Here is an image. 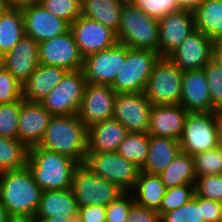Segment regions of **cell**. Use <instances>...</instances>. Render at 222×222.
<instances>
[{
	"mask_svg": "<svg viewBox=\"0 0 222 222\" xmlns=\"http://www.w3.org/2000/svg\"><path fill=\"white\" fill-rule=\"evenodd\" d=\"M82 69L68 71L40 103L52 115H76L86 86Z\"/></svg>",
	"mask_w": 222,
	"mask_h": 222,
	"instance_id": "10",
	"label": "cell"
},
{
	"mask_svg": "<svg viewBox=\"0 0 222 222\" xmlns=\"http://www.w3.org/2000/svg\"><path fill=\"white\" fill-rule=\"evenodd\" d=\"M7 222H38L35 215L9 214Z\"/></svg>",
	"mask_w": 222,
	"mask_h": 222,
	"instance_id": "49",
	"label": "cell"
},
{
	"mask_svg": "<svg viewBox=\"0 0 222 222\" xmlns=\"http://www.w3.org/2000/svg\"><path fill=\"white\" fill-rule=\"evenodd\" d=\"M78 222H106V207L103 205H88L78 207Z\"/></svg>",
	"mask_w": 222,
	"mask_h": 222,
	"instance_id": "44",
	"label": "cell"
},
{
	"mask_svg": "<svg viewBox=\"0 0 222 222\" xmlns=\"http://www.w3.org/2000/svg\"><path fill=\"white\" fill-rule=\"evenodd\" d=\"M180 151L178 140L149 135L148 156L141 172L161 174Z\"/></svg>",
	"mask_w": 222,
	"mask_h": 222,
	"instance_id": "26",
	"label": "cell"
},
{
	"mask_svg": "<svg viewBox=\"0 0 222 222\" xmlns=\"http://www.w3.org/2000/svg\"><path fill=\"white\" fill-rule=\"evenodd\" d=\"M179 104L188 112L218 111L212 104L203 69L183 71Z\"/></svg>",
	"mask_w": 222,
	"mask_h": 222,
	"instance_id": "20",
	"label": "cell"
},
{
	"mask_svg": "<svg viewBox=\"0 0 222 222\" xmlns=\"http://www.w3.org/2000/svg\"><path fill=\"white\" fill-rule=\"evenodd\" d=\"M88 128L76 115L52 116L38 146L84 164L87 156Z\"/></svg>",
	"mask_w": 222,
	"mask_h": 222,
	"instance_id": "1",
	"label": "cell"
},
{
	"mask_svg": "<svg viewBox=\"0 0 222 222\" xmlns=\"http://www.w3.org/2000/svg\"><path fill=\"white\" fill-rule=\"evenodd\" d=\"M195 194L199 197L222 202V174L197 177Z\"/></svg>",
	"mask_w": 222,
	"mask_h": 222,
	"instance_id": "40",
	"label": "cell"
},
{
	"mask_svg": "<svg viewBox=\"0 0 222 222\" xmlns=\"http://www.w3.org/2000/svg\"><path fill=\"white\" fill-rule=\"evenodd\" d=\"M148 148V133L129 132L119 145L117 153L142 168L147 160Z\"/></svg>",
	"mask_w": 222,
	"mask_h": 222,
	"instance_id": "33",
	"label": "cell"
},
{
	"mask_svg": "<svg viewBox=\"0 0 222 222\" xmlns=\"http://www.w3.org/2000/svg\"><path fill=\"white\" fill-rule=\"evenodd\" d=\"M123 3L121 0H81V15L96 20L117 33Z\"/></svg>",
	"mask_w": 222,
	"mask_h": 222,
	"instance_id": "28",
	"label": "cell"
},
{
	"mask_svg": "<svg viewBox=\"0 0 222 222\" xmlns=\"http://www.w3.org/2000/svg\"><path fill=\"white\" fill-rule=\"evenodd\" d=\"M204 0H176V3L181 10L193 11L200 6Z\"/></svg>",
	"mask_w": 222,
	"mask_h": 222,
	"instance_id": "47",
	"label": "cell"
},
{
	"mask_svg": "<svg viewBox=\"0 0 222 222\" xmlns=\"http://www.w3.org/2000/svg\"><path fill=\"white\" fill-rule=\"evenodd\" d=\"M9 213L5 207L0 203V222H7Z\"/></svg>",
	"mask_w": 222,
	"mask_h": 222,
	"instance_id": "53",
	"label": "cell"
},
{
	"mask_svg": "<svg viewBox=\"0 0 222 222\" xmlns=\"http://www.w3.org/2000/svg\"><path fill=\"white\" fill-rule=\"evenodd\" d=\"M219 111L188 112L180 139L181 152L194 155L218 147Z\"/></svg>",
	"mask_w": 222,
	"mask_h": 222,
	"instance_id": "7",
	"label": "cell"
},
{
	"mask_svg": "<svg viewBox=\"0 0 222 222\" xmlns=\"http://www.w3.org/2000/svg\"><path fill=\"white\" fill-rule=\"evenodd\" d=\"M70 30L83 58L118 43L114 30L82 15L70 25Z\"/></svg>",
	"mask_w": 222,
	"mask_h": 222,
	"instance_id": "12",
	"label": "cell"
},
{
	"mask_svg": "<svg viewBox=\"0 0 222 222\" xmlns=\"http://www.w3.org/2000/svg\"><path fill=\"white\" fill-rule=\"evenodd\" d=\"M181 71L168 57L154 64L144 94L152 105H177L181 99Z\"/></svg>",
	"mask_w": 222,
	"mask_h": 222,
	"instance_id": "8",
	"label": "cell"
},
{
	"mask_svg": "<svg viewBox=\"0 0 222 222\" xmlns=\"http://www.w3.org/2000/svg\"><path fill=\"white\" fill-rule=\"evenodd\" d=\"M222 202L201 197V213L204 222H219Z\"/></svg>",
	"mask_w": 222,
	"mask_h": 222,
	"instance_id": "46",
	"label": "cell"
},
{
	"mask_svg": "<svg viewBox=\"0 0 222 222\" xmlns=\"http://www.w3.org/2000/svg\"><path fill=\"white\" fill-rule=\"evenodd\" d=\"M7 5L4 0H0V14L6 9Z\"/></svg>",
	"mask_w": 222,
	"mask_h": 222,
	"instance_id": "55",
	"label": "cell"
},
{
	"mask_svg": "<svg viewBox=\"0 0 222 222\" xmlns=\"http://www.w3.org/2000/svg\"><path fill=\"white\" fill-rule=\"evenodd\" d=\"M38 222H78L77 217L63 218V217H51V218H37Z\"/></svg>",
	"mask_w": 222,
	"mask_h": 222,
	"instance_id": "50",
	"label": "cell"
},
{
	"mask_svg": "<svg viewBox=\"0 0 222 222\" xmlns=\"http://www.w3.org/2000/svg\"><path fill=\"white\" fill-rule=\"evenodd\" d=\"M96 175L130 192L136 184L141 168L117 152H87L85 163Z\"/></svg>",
	"mask_w": 222,
	"mask_h": 222,
	"instance_id": "9",
	"label": "cell"
},
{
	"mask_svg": "<svg viewBox=\"0 0 222 222\" xmlns=\"http://www.w3.org/2000/svg\"><path fill=\"white\" fill-rule=\"evenodd\" d=\"M118 43L134 49H149L159 54L158 20L147 16L132 2H124L121 9Z\"/></svg>",
	"mask_w": 222,
	"mask_h": 222,
	"instance_id": "4",
	"label": "cell"
},
{
	"mask_svg": "<svg viewBox=\"0 0 222 222\" xmlns=\"http://www.w3.org/2000/svg\"><path fill=\"white\" fill-rule=\"evenodd\" d=\"M71 189L78 207H107L124 193L116 184L96 175L86 164H79L72 177Z\"/></svg>",
	"mask_w": 222,
	"mask_h": 222,
	"instance_id": "6",
	"label": "cell"
},
{
	"mask_svg": "<svg viewBox=\"0 0 222 222\" xmlns=\"http://www.w3.org/2000/svg\"><path fill=\"white\" fill-rule=\"evenodd\" d=\"M78 165L75 160L38 145L29 148L27 166L43 191L70 189Z\"/></svg>",
	"mask_w": 222,
	"mask_h": 222,
	"instance_id": "3",
	"label": "cell"
},
{
	"mask_svg": "<svg viewBox=\"0 0 222 222\" xmlns=\"http://www.w3.org/2000/svg\"><path fill=\"white\" fill-rule=\"evenodd\" d=\"M213 40L193 31L168 57L181 71L202 69L211 59Z\"/></svg>",
	"mask_w": 222,
	"mask_h": 222,
	"instance_id": "18",
	"label": "cell"
},
{
	"mask_svg": "<svg viewBox=\"0 0 222 222\" xmlns=\"http://www.w3.org/2000/svg\"><path fill=\"white\" fill-rule=\"evenodd\" d=\"M116 91L110 85L86 83L78 118L89 128L113 117Z\"/></svg>",
	"mask_w": 222,
	"mask_h": 222,
	"instance_id": "14",
	"label": "cell"
},
{
	"mask_svg": "<svg viewBox=\"0 0 222 222\" xmlns=\"http://www.w3.org/2000/svg\"><path fill=\"white\" fill-rule=\"evenodd\" d=\"M83 59L71 30L38 43L39 64L74 71L83 68Z\"/></svg>",
	"mask_w": 222,
	"mask_h": 222,
	"instance_id": "11",
	"label": "cell"
},
{
	"mask_svg": "<svg viewBox=\"0 0 222 222\" xmlns=\"http://www.w3.org/2000/svg\"><path fill=\"white\" fill-rule=\"evenodd\" d=\"M188 111L180 104L152 105L148 135L180 141Z\"/></svg>",
	"mask_w": 222,
	"mask_h": 222,
	"instance_id": "21",
	"label": "cell"
},
{
	"mask_svg": "<svg viewBox=\"0 0 222 222\" xmlns=\"http://www.w3.org/2000/svg\"><path fill=\"white\" fill-rule=\"evenodd\" d=\"M202 69L208 83L211 104L222 113V66L211 59Z\"/></svg>",
	"mask_w": 222,
	"mask_h": 222,
	"instance_id": "39",
	"label": "cell"
},
{
	"mask_svg": "<svg viewBox=\"0 0 222 222\" xmlns=\"http://www.w3.org/2000/svg\"><path fill=\"white\" fill-rule=\"evenodd\" d=\"M37 2L70 25L81 16V0H37Z\"/></svg>",
	"mask_w": 222,
	"mask_h": 222,
	"instance_id": "38",
	"label": "cell"
},
{
	"mask_svg": "<svg viewBox=\"0 0 222 222\" xmlns=\"http://www.w3.org/2000/svg\"><path fill=\"white\" fill-rule=\"evenodd\" d=\"M25 35L21 7L7 6L0 14V52L11 51Z\"/></svg>",
	"mask_w": 222,
	"mask_h": 222,
	"instance_id": "29",
	"label": "cell"
},
{
	"mask_svg": "<svg viewBox=\"0 0 222 222\" xmlns=\"http://www.w3.org/2000/svg\"><path fill=\"white\" fill-rule=\"evenodd\" d=\"M167 188L159 175L140 172L134 188L130 191L134 202L142 207L158 210Z\"/></svg>",
	"mask_w": 222,
	"mask_h": 222,
	"instance_id": "27",
	"label": "cell"
},
{
	"mask_svg": "<svg viewBox=\"0 0 222 222\" xmlns=\"http://www.w3.org/2000/svg\"><path fill=\"white\" fill-rule=\"evenodd\" d=\"M21 100L0 104V137L18 139Z\"/></svg>",
	"mask_w": 222,
	"mask_h": 222,
	"instance_id": "37",
	"label": "cell"
},
{
	"mask_svg": "<svg viewBox=\"0 0 222 222\" xmlns=\"http://www.w3.org/2000/svg\"><path fill=\"white\" fill-rule=\"evenodd\" d=\"M28 152L18 139L0 137V173L26 166Z\"/></svg>",
	"mask_w": 222,
	"mask_h": 222,
	"instance_id": "32",
	"label": "cell"
},
{
	"mask_svg": "<svg viewBox=\"0 0 222 222\" xmlns=\"http://www.w3.org/2000/svg\"><path fill=\"white\" fill-rule=\"evenodd\" d=\"M25 34L38 43L49 40L70 30V24L47 11L40 3L33 2L21 7Z\"/></svg>",
	"mask_w": 222,
	"mask_h": 222,
	"instance_id": "15",
	"label": "cell"
},
{
	"mask_svg": "<svg viewBox=\"0 0 222 222\" xmlns=\"http://www.w3.org/2000/svg\"><path fill=\"white\" fill-rule=\"evenodd\" d=\"M42 192L27 165L0 173V203L9 214L35 215Z\"/></svg>",
	"mask_w": 222,
	"mask_h": 222,
	"instance_id": "2",
	"label": "cell"
},
{
	"mask_svg": "<svg viewBox=\"0 0 222 222\" xmlns=\"http://www.w3.org/2000/svg\"><path fill=\"white\" fill-rule=\"evenodd\" d=\"M78 206L72 189L43 191L36 218L77 217Z\"/></svg>",
	"mask_w": 222,
	"mask_h": 222,
	"instance_id": "25",
	"label": "cell"
},
{
	"mask_svg": "<svg viewBox=\"0 0 222 222\" xmlns=\"http://www.w3.org/2000/svg\"><path fill=\"white\" fill-rule=\"evenodd\" d=\"M126 222H160V216L154 209L145 208L134 203Z\"/></svg>",
	"mask_w": 222,
	"mask_h": 222,
	"instance_id": "45",
	"label": "cell"
},
{
	"mask_svg": "<svg viewBox=\"0 0 222 222\" xmlns=\"http://www.w3.org/2000/svg\"><path fill=\"white\" fill-rule=\"evenodd\" d=\"M219 222H222V209H221V218H220V221Z\"/></svg>",
	"mask_w": 222,
	"mask_h": 222,
	"instance_id": "57",
	"label": "cell"
},
{
	"mask_svg": "<svg viewBox=\"0 0 222 222\" xmlns=\"http://www.w3.org/2000/svg\"><path fill=\"white\" fill-rule=\"evenodd\" d=\"M22 100V84L6 69L0 71V104Z\"/></svg>",
	"mask_w": 222,
	"mask_h": 222,
	"instance_id": "43",
	"label": "cell"
},
{
	"mask_svg": "<svg viewBox=\"0 0 222 222\" xmlns=\"http://www.w3.org/2000/svg\"><path fill=\"white\" fill-rule=\"evenodd\" d=\"M132 3L147 16L157 20L180 10L176 0H133Z\"/></svg>",
	"mask_w": 222,
	"mask_h": 222,
	"instance_id": "41",
	"label": "cell"
},
{
	"mask_svg": "<svg viewBox=\"0 0 222 222\" xmlns=\"http://www.w3.org/2000/svg\"><path fill=\"white\" fill-rule=\"evenodd\" d=\"M65 68L39 64L22 85V99L40 102L64 78Z\"/></svg>",
	"mask_w": 222,
	"mask_h": 222,
	"instance_id": "24",
	"label": "cell"
},
{
	"mask_svg": "<svg viewBox=\"0 0 222 222\" xmlns=\"http://www.w3.org/2000/svg\"><path fill=\"white\" fill-rule=\"evenodd\" d=\"M151 108L144 92L117 93L112 118L122 123L128 132L148 133Z\"/></svg>",
	"mask_w": 222,
	"mask_h": 222,
	"instance_id": "13",
	"label": "cell"
},
{
	"mask_svg": "<svg viewBox=\"0 0 222 222\" xmlns=\"http://www.w3.org/2000/svg\"><path fill=\"white\" fill-rule=\"evenodd\" d=\"M4 57L5 68L23 85L39 65L38 42L25 35Z\"/></svg>",
	"mask_w": 222,
	"mask_h": 222,
	"instance_id": "22",
	"label": "cell"
},
{
	"mask_svg": "<svg viewBox=\"0 0 222 222\" xmlns=\"http://www.w3.org/2000/svg\"><path fill=\"white\" fill-rule=\"evenodd\" d=\"M195 29L215 40L222 38V4L220 0H204L193 11Z\"/></svg>",
	"mask_w": 222,
	"mask_h": 222,
	"instance_id": "30",
	"label": "cell"
},
{
	"mask_svg": "<svg viewBox=\"0 0 222 222\" xmlns=\"http://www.w3.org/2000/svg\"><path fill=\"white\" fill-rule=\"evenodd\" d=\"M134 203L132 194L124 192L106 207V222H126Z\"/></svg>",
	"mask_w": 222,
	"mask_h": 222,
	"instance_id": "42",
	"label": "cell"
},
{
	"mask_svg": "<svg viewBox=\"0 0 222 222\" xmlns=\"http://www.w3.org/2000/svg\"><path fill=\"white\" fill-rule=\"evenodd\" d=\"M195 194V184L178 185L166 190L161 205L157 210L159 216L180 208L189 202Z\"/></svg>",
	"mask_w": 222,
	"mask_h": 222,
	"instance_id": "35",
	"label": "cell"
},
{
	"mask_svg": "<svg viewBox=\"0 0 222 222\" xmlns=\"http://www.w3.org/2000/svg\"><path fill=\"white\" fill-rule=\"evenodd\" d=\"M7 6L11 7H22L24 5L31 4L37 0H4Z\"/></svg>",
	"mask_w": 222,
	"mask_h": 222,
	"instance_id": "51",
	"label": "cell"
},
{
	"mask_svg": "<svg viewBox=\"0 0 222 222\" xmlns=\"http://www.w3.org/2000/svg\"><path fill=\"white\" fill-rule=\"evenodd\" d=\"M218 146L222 148V113L219 112Z\"/></svg>",
	"mask_w": 222,
	"mask_h": 222,
	"instance_id": "52",
	"label": "cell"
},
{
	"mask_svg": "<svg viewBox=\"0 0 222 222\" xmlns=\"http://www.w3.org/2000/svg\"><path fill=\"white\" fill-rule=\"evenodd\" d=\"M196 178L210 174H222V148L196 153L192 156Z\"/></svg>",
	"mask_w": 222,
	"mask_h": 222,
	"instance_id": "34",
	"label": "cell"
},
{
	"mask_svg": "<svg viewBox=\"0 0 222 222\" xmlns=\"http://www.w3.org/2000/svg\"><path fill=\"white\" fill-rule=\"evenodd\" d=\"M212 59L222 66V38L213 40Z\"/></svg>",
	"mask_w": 222,
	"mask_h": 222,
	"instance_id": "48",
	"label": "cell"
},
{
	"mask_svg": "<svg viewBox=\"0 0 222 222\" xmlns=\"http://www.w3.org/2000/svg\"><path fill=\"white\" fill-rule=\"evenodd\" d=\"M156 51L134 49L126 46V59L110 85L116 93L144 92L155 62L159 59Z\"/></svg>",
	"mask_w": 222,
	"mask_h": 222,
	"instance_id": "5",
	"label": "cell"
},
{
	"mask_svg": "<svg viewBox=\"0 0 222 222\" xmlns=\"http://www.w3.org/2000/svg\"><path fill=\"white\" fill-rule=\"evenodd\" d=\"M160 222H204L201 213V197H194L180 208L164 213Z\"/></svg>",
	"mask_w": 222,
	"mask_h": 222,
	"instance_id": "36",
	"label": "cell"
},
{
	"mask_svg": "<svg viewBox=\"0 0 222 222\" xmlns=\"http://www.w3.org/2000/svg\"><path fill=\"white\" fill-rule=\"evenodd\" d=\"M159 57H169L195 31L193 12L178 10L158 20Z\"/></svg>",
	"mask_w": 222,
	"mask_h": 222,
	"instance_id": "17",
	"label": "cell"
},
{
	"mask_svg": "<svg viewBox=\"0 0 222 222\" xmlns=\"http://www.w3.org/2000/svg\"><path fill=\"white\" fill-rule=\"evenodd\" d=\"M128 130L113 118L103 120L88 128L87 152H117Z\"/></svg>",
	"mask_w": 222,
	"mask_h": 222,
	"instance_id": "23",
	"label": "cell"
},
{
	"mask_svg": "<svg viewBox=\"0 0 222 222\" xmlns=\"http://www.w3.org/2000/svg\"><path fill=\"white\" fill-rule=\"evenodd\" d=\"M126 59V46L117 43L110 49L102 50L83 59L87 83L111 85Z\"/></svg>",
	"mask_w": 222,
	"mask_h": 222,
	"instance_id": "16",
	"label": "cell"
},
{
	"mask_svg": "<svg viewBox=\"0 0 222 222\" xmlns=\"http://www.w3.org/2000/svg\"><path fill=\"white\" fill-rule=\"evenodd\" d=\"M5 68V57L2 52H0V71Z\"/></svg>",
	"mask_w": 222,
	"mask_h": 222,
	"instance_id": "54",
	"label": "cell"
},
{
	"mask_svg": "<svg viewBox=\"0 0 222 222\" xmlns=\"http://www.w3.org/2000/svg\"><path fill=\"white\" fill-rule=\"evenodd\" d=\"M52 115L40 102L21 100L18 140L28 149L40 144Z\"/></svg>",
	"mask_w": 222,
	"mask_h": 222,
	"instance_id": "19",
	"label": "cell"
},
{
	"mask_svg": "<svg viewBox=\"0 0 222 222\" xmlns=\"http://www.w3.org/2000/svg\"><path fill=\"white\" fill-rule=\"evenodd\" d=\"M123 2H132L133 0H121Z\"/></svg>",
	"mask_w": 222,
	"mask_h": 222,
	"instance_id": "56",
	"label": "cell"
},
{
	"mask_svg": "<svg viewBox=\"0 0 222 222\" xmlns=\"http://www.w3.org/2000/svg\"><path fill=\"white\" fill-rule=\"evenodd\" d=\"M159 176L167 189L178 185L195 184L196 174L192 155L180 151Z\"/></svg>",
	"mask_w": 222,
	"mask_h": 222,
	"instance_id": "31",
	"label": "cell"
}]
</instances>
